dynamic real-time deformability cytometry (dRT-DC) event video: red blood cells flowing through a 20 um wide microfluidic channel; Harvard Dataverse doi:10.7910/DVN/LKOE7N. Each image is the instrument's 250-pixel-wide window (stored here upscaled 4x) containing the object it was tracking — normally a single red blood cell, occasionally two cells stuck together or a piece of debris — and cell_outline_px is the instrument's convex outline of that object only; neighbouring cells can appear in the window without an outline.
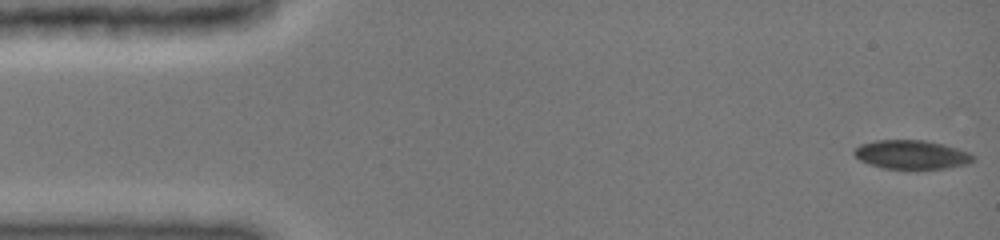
{"species": "common noctule bat (a hibernating species)", "species_latin": "Nyctalus noctula", "temperature_condition": "cold", "stored_images_in_passage": 5, "camera_frame_rate_fps": 3000, "um_per_image_px": 0.085, "animal": {"sex": "female", "body_mass_g": 19.0, "forearm_length_mm": 51.5}, "frame": {"image": 1, "passage_image": 1, "time_ms": 0.0, "image_size_px": [1000, 240], "cell_outline_px": [[976, 160], [968, 164], [944, 168], [884, 168], [868, 164], [860, 160], [852, 152], [860, 144], [876, 140], [924, 140], [944, 144], [972, 152], [976, 156]], "centroid_in_image_um": [77.54, 13.13], "position_along_channel_um": 7.5, "area_um2": 20.11}}